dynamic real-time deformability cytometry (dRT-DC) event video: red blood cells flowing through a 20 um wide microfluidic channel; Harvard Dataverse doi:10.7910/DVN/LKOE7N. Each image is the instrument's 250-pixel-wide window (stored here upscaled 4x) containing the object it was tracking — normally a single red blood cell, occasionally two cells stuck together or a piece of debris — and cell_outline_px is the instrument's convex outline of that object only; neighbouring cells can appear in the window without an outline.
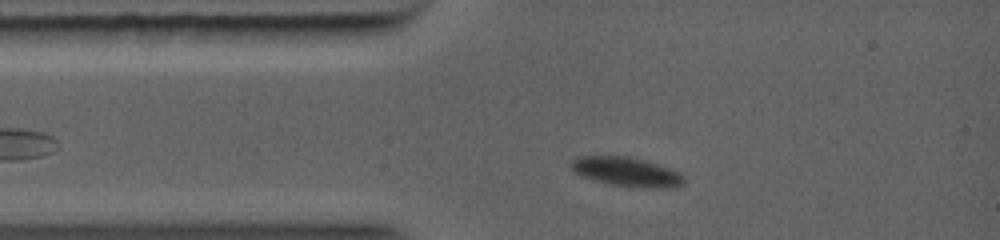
{"species": "common noctule bat (a hibernating species)", "species_latin": "Nyctalus noctula", "temperature_condition": "warm", "stored_images_in_passage": 29, "camera_frame_rate_fps": 5000, "um_per_image_px": 0.085, "animal": {"sex": "female", "body_mass_g": 19.0, "forearm_length_mm": 56.7}, "frame": {"image": 1, "passage_image": 4, "time_ms": 1.2, "image_size_px": [1000, 240], "cell_outline_px": [[680, 180], [676, 184], [620, 184], [600, 180], [584, 176], [576, 172], [572, 168], [576, 160], [596, 156], [608, 156], [632, 160], [668, 172], [676, 176]], "centroid_in_image_um": [52.9, 14.56], "position_along_channel_um": 32.1, "area_um2": 14.68}}
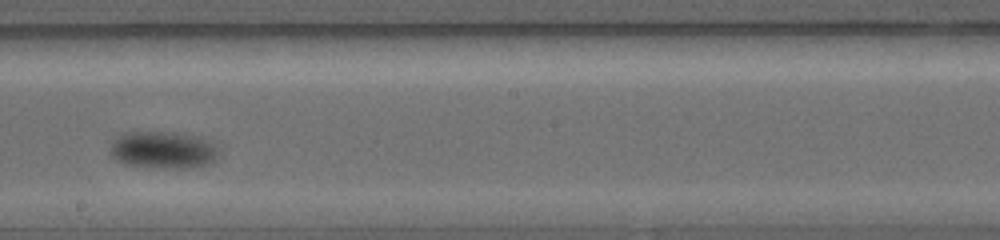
{"frame": {"image": 2, "passage_image": 17, "time_ms": 6.0, "image_size_px": [1000, 240], "cell_outline_px": [[204, 160], [192, 164], [148, 164], [128, 160], [120, 156], [116, 148], [124, 140], [132, 136], [152, 136], [176, 140], [192, 144], [204, 152]], "centroid_in_image_um": [13.54, 12.83], "position_along_channel_um": 234.7, "area_um2": 13.99}}
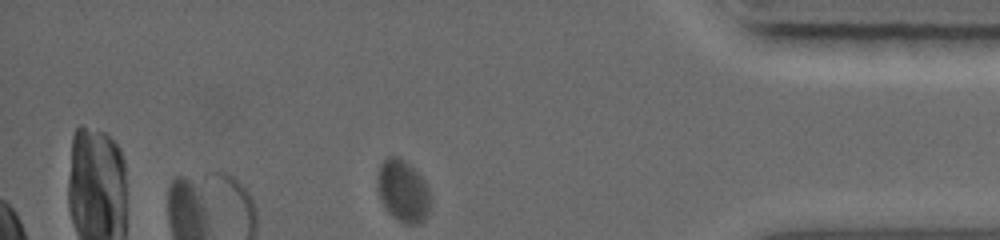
{"frame": {"image": 3, "passage_image": 29, "time_ms": 10.4, "image_size_px": [1000, 240], "cell_outline_px": [[428, 204], [424, 216], [420, 224], [408, 224], [400, 220], [384, 204], [380, 192], [380, 164], [388, 156], [392, 156], [400, 160], [424, 184], [428, 192]], "centroid_in_image_um": [34.24, 16.27], "position_along_channel_um": 401.0, "area_um2": 16.76}}